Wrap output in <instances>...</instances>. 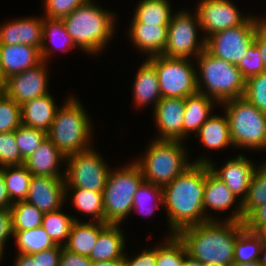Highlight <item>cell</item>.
Wrapping results in <instances>:
<instances>
[{"instance_id":"6da1fadb","label":"cell","mask_w":266,"mask_h":266,"mask_svg":"<svg viewBox=\"0 0 266 266\" xmlns=\"http://www.w3.org/2000/svg\"><path fill=\"white\" fill-rule=\"evenodd\" d=\"M205 163H193L169 184L163 186V206L167 211L169 231L208 222L204 215Z\"/></svg>"},{"instance_id":"7a4b0ae2","label":"cell","mask_w":266,"mask_h":266,"mask_svg":"<svg viewBox=\"0 0 266 266\" xmlns=\"http://www.w3.org/2000/svg\"><path fill=\"white\" fill-rule=\"evenodd\" d=\"M220 220L189 226L177 233L187 253L204 265L230 266L234 262L235 241L246 227L243 222Z\"/></svg>"},{"instance_id":"3957f363","label":"cell","mask_w":266,"mask_h":266,"mask_svg":"<svg viewBox=\"0 0 266 266\" xmlns=\"http://www.w3.org/2000/svg\"><path fill=\"white\" fill-rule=\"evenodd\" d=\"M115 15L89 0L62 19L77 47L88 54H99L115 33ZM107 44V45H106Z\"/></svg>"},{"instance_id":"277c9868","label":"cell","mask_w":266,"mask_h":266,"mask_svg":"<svg viewBox=\"0 0 266 266\" xmlns=\"http://www.w3.org/2000/svg\"><path fill=\"white\" fill-rule=\"evenodd\" d=\"M198 93L221 104L227 100L244 97L246 80L237 65L212 56L206 50L195 60Z\"/></svg>"},{"instance_id":"5b68a950","label":"cell","mask_w":266,"mask_h":266,"mask_svg":"<svg viewBox=\"0 0 266 266\" xmlns=\"http://www.w3.org/2000/svg\"><path fill=\"white\" fill-rule=\"evenodd\" d=\"M87 110L71 96L57 109L47 137L65 157L89 149L92 145V125Z\"/></svg>"},{"instance_id":"8992f818","label":"cell","mask_w":266,"mask_h":266,"mask_svg":"<svg viewBox=\"0 0 266 266\" xmlns=\"http://www.w3.org/2000/svg\"><path fill=\"white\" fill-rule=\"evenodd\" d=\"M184 142L152 139L145 155L135 163L141 168L144 181L165 186L182 174L193 163L188 161Z\"/></svg>"},{"instance_id":"52a82bcc","label":"cell","mask_w":266,"mask_h":266,"mask_svg":"<svg viewBox=\"0 0 266 266\" xmlns=\"http://www.w3.org/2000/svg\"><path fill=\"white\" fill-rule=\"evenodd\" d=\"M219 106L224 107L234 148L266 150V113L244 97L227 100Z\"/></svg>"},{"instance_id":"ba28073f","label":"cell","mask_w":266,"mask_h":266,"mask_svg":"<svg viewBox=\"0 0 266 266\" xmlns=\"http://www.w3.org/2000/svg\"><path fill=\"white\" fill-rule=\"evenodd\" d=\"M144 181L141 168L133 161L110 170L103 190L104 223L120 224L132 212L133 199Z\"/></svg>"},{"instance_id":"9c48e42d","label":"cell","mask_w":266,"mask_h":266,"mask_svg":"<svg viewBox=\"0 0 266 266\" xmlns=\"http://www.w3.org/2000/svg\"><path fill=\"white\" fill-rule=\"evenodd\" d=\"M147 60L156 69L162 98H186L198 93L197 67L191 59L155 55Z\"/></svg>"},{"instance_id":"30bf717a","label":"cell","mask_w":266,"mask_h":266,"mask_svg":"<svg viewBox=\"0 0 266 266\" xmlns=\"http://www.w3.org/2000/svg\"><path fill=\"white\" fill-rule=\"evenodd\" d=\"M93 147L66 157L65 188L103 192L110 171L106 161Z\"/></svg>"},{"instance_id":"8fae6325","label":"cell","mask_w":266,"mask_h":266,"mask_svg":"<svg viewBox=\"0 0 266 266\" xmlns=\"http://www.w3.org/2000/svg\"><path fill=\"white\" fill-rule=\"evenodd\" d=\"M258 17L250 16L242 25L231 27L208 36L205 50L212 56L238 65L254 43Z\"/></svg>"},{"instance_id":"7c38bea8","label":"cell","mask_w":266,"mask_h":266,"mask_svg":"<svg viewBox=\"0 0 266 266\" xmlns=\"http://www.w3.org/2000/svg\"><path fill=\"white\" fill-rule=\"evenodd\" d=\"M201 30L197 13L178 11L172 14L168 25V35L165 50L162 55L170 58H187L197 56L205 50V38L197 36L198 30ZM199 38V40H198Z\"/></svg>"},{"instance_id":"4fadbf2b","label":"cell","mask_w":266,"mask_h":266,"mask_svg":"<svg viewBox=\"0 0 266 266\" xmlns=\"http://www.w3.org/2000/svg\"><path fill=\"white\" fill-rule=\"evenodd\" d=\"M195 12L205 39L215 32L242 25L251 16L242 15L230 0H200Z\"/></svg>"},{"instance_id":"5bb4252c","label":"cell","mask_w":266,"mask_h":266,"mask_svg":"<svg viewBox=\"0 0 266 266\" xmlns=\"http://www.w3.org/2000/svg\"><path fill=\"white\" fill-rule=\"evenodd\" d=\"M210 160L209 158L201 157L192 163L208 164L210 171L224 182L237 198L240 197L238 200L242 202L247 196L256 165L241 153H238L235 158L228 160L221 168L219 166L215 167L214 162Z\"/></svg>"},{"instance_id":"9a60e30c","label":"cell","mask_w":266,"mask_h":266,"mask_svg":"<svg viewBox=\"0 0 266 266\" xmlns=\"http://www.w3.org/2000/svg\"><path fill=\"white\" fill-rule=\"evenodd\" d=\"M47 63L29 68L21 73L12 75L5 80L4 91L7 96L18 104L49 94Z\"/></svg>"},{"instance_id":"2e32d148","label":"cell","mask_w":266,"mask_h":266,"mask_svg":"<svg viewBox=\"0 0 266 266\" xmlns=\"http://www.w3.org/2000/svg\"><path fill=\"white\" fill-rule=\"evenodd\" d=\"M238 199L230 189L222 182L219 178H217L211 171L208 164H205V187H204V215L208 221H218L219 218L212 217L208 213V209L216 211H224L233 206L232 214L229 215L223 221H234V222H243V212H242V202H236ZM234 203L238 204L234 207ZM206 213V214H205Z\"/></svg>"},{"instance_id":"e0dca14e","label":"cell","mask_w":266,"mask_h":266,"mask_svg":"<svg viewBox=\"0 0 266 266\" xmlns=\"http://www.w3.org/2000/svg\"><path fill=\"white\" fill-rule=\"evenodd\" d=\"M25 201L43 213L62 209V205L66 202L64 178L32 176Z\"/></svg>"},{"instance_id":"ac0fdd59","label":"cell","mask_w":266,"mask_h":266,"mask_svg":"<svg viewBox=\"0 0 266 266\" xmlns=\"http://www.w3.org/2000/svg\"><path fill=\"white\" fill-rule=\"evenodd\" d=\"M184 111L185 98H161L153 111L159 132L156 138L183 141Z\"/></svg>"},{"instance_id":"d6986e66","label":"cell","mask_w":266,"mask_h":266,"mask_svg":"<svg viewBox=\"0 0 266 266\" xmlns=\"http://www.w3.org/2000/svg\"><path fill=\"white\" fill-rule=\"evenodd\" d=\"M42 43V16L13 19L0 25V44H26L41 49Z\"/></svg>"},{"instance_id":"ffe728a7","label":"cell","mask_w":266,"mask_h":266,"mask_svg":"<svg viewBox=\"0 0 266 266\" xmlns=\"http://www.w3.org/2000/svg\"><path fill=\"white\" fill-rule=\"evenodd\" d=\"M42 62L39 48L26 44H0V72L8 77L35 67Z\"/></svg>"},{"instance_id":"44dd1931","label":"cell","mask_w":266,"mask_h":266,"mask_svg":"<svg viewBox=\"0 0 266 266\" xmlns=\"http://www.w3.org/2000/svg\"><path fill=\"white\" fill-rule=\"evenodd\" d=\"M62 161L66 162L65 155L47 137L25 160L24 165L33 176L64 178L65 172L61 173L59 169Z\"/></svg>"},{"instance_id":"7402d4cb","label":"cell","mask_w":266,"mask_h":266,"mask_svg":"<svg viewBox=\"0 0 266 266\" xmlns=\"http://www.w3.org/2000/svg\"><path fill=\"white\" fill-rule=\"evenodd\" d=\"M129 27L130 41L134 46L147 54V58L162 55L167 43L168 26L156 24L131 23Z\"/></svg>"},{"instance_id":"603a6c76","label":"cell","mask_w":266,"mask_h":266,"mask_svg":"<svg viewBox=\"0 0 266 266\" xmlns=\"http://www.w3.org/2000/svg\"><path fill=\"white\" fill-rule=\"evenodd\" d=\"M49 93L21 104L22 125L48 132L59 108Z\"/></svg>"},{"instance_id":"cb8c5ba5","label":"cell","mask_w":266,"mask_h":266,"mask_svg":"<svg viewBox=\"0 0 266 266\" xmlns=\"http://www.w3.org/2000/svg\"><path fill=\"white\" fill-rule=\"evenodd\" d=\"M120 224L108 223L99 233L90 253L91 261L124 259L126 240Z\"/></svg>"},{"instance_id":"d4e9b609","label":"cell","mask_w":266,"mask_h":266,"mask_svg":"<svg viewBox=\"0 0 266 266\" xmlns=\"http://www.w3.org/2000/svg\"><path fill=\"white\" fill-rule=\"evenodd\" d=\"M133 97L136 107H146L153 102L154 109L162 98L156 69L147 59L141 64L135 75Z\"/></svg>"},{"instance_id":"484cf974","label":"cell","mask_w":266,"mask_h":266,"mask_svg":"<svg viewBox=\"0 0 266 266\" xmlns=\"http://www.w3.org/2000/svg\"><path fill=\"white\" fill-rule=\"evenodd\" d=\"M215 105L219 104L201 93L185 98L183 141L185 138H188L187 136L191 133H197L199 131L206 120L212 115L211 111L214 109Z\"/></svg>"},{"instance_id":"4316f807","label":"cell","mask_w":266,"mask_h":266,"mask_svg":"<svg viewBox=\"0 0 266 266\" xmlns=\"http://www.w3.org/2000/svg\"><path fill=\"white\" fill-rule=\"evenodd\" d=\"M107 224L96 221L93 223L91 220L89 222L74 221L68 240L63 247L73 253L89 257L100 231Z\"/></svg>"},{"instance_id":"83f0119b","label":"cell","mask_w":266,"mask_h":266,"mask_svg":"<svg viewBox=\"0 0 266 266\" xmlns=\"http://www.w3.org/2000/svg\"><path fill=\"white\" fill-rule=\"evenodd\" d=\"M47 43H51L52 47L48 46ZM74 47L77 46L68 34L62 19H52L43 16V43L40 49L42 61L47 63L51 55L54 54L52 52L56 51V49L67 52V50Z\"/></svg>"},{"instance_id":"f1b7e54d","label":"cell","mask_w":266,"mask_h":266,"mask_svg":"<svg viewBox=\"0 0 266 266\" xmlns=\"http://www.w3.org/2000/svg\"><path fill=\"white\" fill-rule=\"evenodd\" d=\"M207 149L219 150L232 146L228 119L225 115L212 114L204 125L195 133Z\"/></svg>"},{"instance_id":"f546056e","label":"cell","mask_w":266,"mask_h":266,"mask_svg":"<svg viewBox=\"0 0 266 266\" xmlns=\"http://www.w3.org/2000/svg\"><path fill=\"white\" fill-rule=\"evenodd\" d=\"M132 23L168 26L172 16L169 0H140L134 11Z\"/></svg>"},{"instance_id":"4dcf8cb0","label":"cell","mask_w":266,"mask_h":266,"mask_svg":"<svg viewBox=\"0 0 266 266\" xmlns=\"http://www.w3.org/2000/svg\"><path fill=\"white\" fill-rule=\"evenodd\" d=\"M72 191V196L70 192ZM72 197V204L77 211L91 216L96 222H104L103 192H95L80 188H65V200Z\"/></svg>"},{"instance_id":"1f68e13d","label":"cell","mask_w":266,"mask_h":266,"mask_svg":"<svg viewBox=\"0 0 266 266\" xmlns=\"http://www.w3.org/2000/svg\"><path fill=\"white\" fill-rule=\"evenodd\" d=\"M1 173L7 188L10 201H24L27 198L32 174L26 166L13 165L1 167Z\"/></svg>"},{"instance_id":"d6a6232c","label":"cell","mask_w":266,"mask_h":266,"mask_svg":"<svg viewBox=\"0 0 266 266\" xmlns=\"http://www.w3.org/2000/svg\"><path fill=\"white\" fill-rule=\"evenodd\" d=\"M14 239L18 248L16 254H34L56 246L42 226L31 230L14 231Z\"/></svg>"},{"instance_id":"836d02e7","label":"cell","mask_w":266,"mask_h":266,"mask_svg":"<svg viewBox=\"0 0 266 266\" xmlns=\"http://www.w3.org/2000/svg\"><path fill=\"white\" fill-rule=\"evenodd\" d=\"M74 221H79V219L62 213L61 209H59L54 212L44 213L42 227L56 245L64 246Z\"/></svg>"},{"instance_id":"e575fe53","label":"cell","mask_w":266,"mask_h":266,"mask_svg":"<svg viewBox=\"0 0 266 266\" xmlns=\"http://www.w3.org/2000/svg\"><path fill=\"white\" fill-rule=\"evenodd\" d=\"M266 203V162L256 167L246 198L242 201L243 223L259 206Z\"/></svg>"},{"instance_id":"d590c367","label":"cell","mask_w":266,"mask_h":266,"mask_svg":"<svg viewBox=\"0 0 266 266\" xmlns=\"http://www.w3.org/2000/svg\"><path fill=\"white\" fill-rule=\"evenodd\" d=\"M154 199L156 203L153 205L150 202L154 201ZM148 204L149 207H147ZM160 205L163 207V187L143 181L134 195L132 212L138 211L140 215L151 216Z\"/></svg>"},{"instance_id":"8d00e7d4","label":"cell","mask_w":266,"mask_h":266,"mask_svg":"<svg viewBox=\"0 0 266 266\" xmlns=\"http://www.w3.org/2000/svg\"><path fill=\"white\" fill-rule=\"evenodd\" d=\"M10 210L12 213L13 231L31 230L42 226L44 213L25 200L14 202Z\"/></svg>"},{"instance_id":"74e56055","label":"cell","mask_w":266,"mask_h":266,"mask_svg":"<svg viewBox=\"0 0 266 266\" xmlns=\"http://www.w3.org/2000/svg\"><path fill=\"white\" fill-rule=\"evenodd\" d=\"M169 236L157 247L156 266H182L184 257L188 254L185 244L177 234Z\"/></svg>"},{"instance_id":"f35d334b","label":"cell","mask_w":266,"mask_h":266,"mask_svg":"<svg viewBox=\"0 0 266 266\" xmlns=\"http://www.w3.org/2000/svg\"><path fill=\"white\" fill-rule=\"evenodd\" d=\"M261 245L260 239L245 228L235 241L234 261L240 263L258 261Z\"/></svg>"},{"instance_id":"ab89813d","label":"cell","mask_w":266,"mask_h":266,"mask_svg":"<svg viewBox=\"0 0 266 266\" xmlns=\"http://www.w3.org/2000/svg\"><path fill=\"white\" fill-rule=\"evenodd\" d=\"M15 138L21 156L26 160L46 140L47 132L21 124L15 130Z\"/></svg>"},{"instance_id":"60d3db41","label":"cell","mask_w":266,"mask_h":266,"mask_svg":"<svg viewBox=\"0 0 266 266\" xmlns=\"http://www.w3.org/2000/svg\"><path fill=\"white\" fill-rule=\"evenodd\" d=\"M21 124V105L4 93L0 97V133L15 131Z\"/></svg>"},{"instance_id":"b9f144b4","label":"cell","mask_w":266,"mask_h":266,"mask_svg":"<svg viewBox=\"0 0 266 266\" xmlns=\"http://www.w3.org/2000/svg\"><path fill=\"white\" fill-rule=\"evenodd\" d=\"M244 98L266 113V71L246 80Z\"/></svg>"},{"instance_id":"7bdbcfd3","label":"cell","mask_w":266,"mask_h":266,"mask_svg":"<svg viewBox=\"0 0 266 266\" xmlns=\"http://www.w3.org/2000/svg\"><path fill=\"white\" fill-rule=\"evenodd\" d=\"M24 163L25 159L21 156L16 143L15 131L0 133V167Z\"/></svg>"},{"instance_id":"ee69618b","label":"cell","mask_w":266,"mask_h":266,"mask_svg":"<svg viewBox=\"0 0 266 266\" xmlns=\"http://www.w3.org/2000/svg\"><path fill=\"white\" fill-rule=\"evenodd\" d=\"M89 0H44V16L63 19Z\"/></svg>"},{"instance_id":"f6af8a7d","label":"cell","mask_w":266,"mask_h":266,"mask_svg":"<svg viewBox=\"0 0 266 266\" xmlns=\"http://www.w3.org/2000/svg\"><path fill=\"white\" fill-rule=\"evenodd\" d=\"M237 68L245 80L266 71L261 54L254 43L249 47L245 58L241 60Z\"/></svg>"},{"instance_id":"bcb514c9","label":"cell","mask_w":266,"mask_h":266,"mask_svg":"<svg viewBox=\"0 0 266 266\" xmlns=\"http://www.w3.org/2000/svg\"><path fill=\"white\" fill-rule=\"evenodd\" d=\"M157 247L144 249L137 256L129 258L125 253L123 266H156Z\"/></svg>"},{"instance_id":"7dc6e473","label":"cell","mask_w":266,"mask_h":266,"mask_svg":"<svg viewBox=\"0 0 266 266\" xmlns=\"http://www.w3.org/2000/svg\"><path fill=\"white\" fill-rule=\"evenodd\" d=\"M63 246L56 245L52 248L40 251L31 256L37 260V266H58Z\"/></svg>"},{"instance_id":"c3c4849f","label":"cell","mask_w":266,"mask_h":266,"mask_svg":"<svg viewBox=\"0 0 266 266\" xmlns=\"http://www.w3.org/2000/svg\"><path fill=\"white\" fill-rule=\"evenodd\" d=\"M13 236L11 210L10 208H0V247H5L6 241Z\"/></svg>"},{"instance_id":"681fc988","label":"cell","mask_w":266,"mask_h":266,"mask_svg":"<svg viewBox=\"0 0 266 266\" xmlns=\"http://www.w3.org/2000/svg\"><path fill=\"white\" fill-rule=\"evenodd\" d=\"M90 262L89 257L73 253L63 247L58 266H89Z\"/></svg>"},{"instance_id":"f907efd6","label":"cell","mask_w":266,"mask_h":266,"mask_svg":"<svg viewBox=\"0 0 266 266\" xmlns=\"http://www.w3.org/2000/svg\"><path fill=\"white\" fill-rule=\"evenodd\" d=\"M264 223H266V203L257 207L244 221L245 227L252 232Z\"/></svg>"},{"instance_id":"816d5d0a","label":"cell","mask_w":266,"mask_h":266,"mask_svg":"<svg viewBox=\"0 0 266 266\" xmlns=\"http://www.w3.org/2000/svg\"><path fill=\"white\" fill-rule=\"evenodd\" d=\"M254 44L258 48L266 70V27L259 24L256 29Z\"/></svg>"},{"instance_id":"f5cc1de1","label":"cell","mask_w":266,"mask_h":266,"mask_svg":"<svg viewBox=\"0 0 266 266\" xmlns=\"http://www.w3.org/2000/svg\"><path fill=\"white\" fill-rule=\"evenodd\" d=\"M12 204L13 203L10 201L0 167V208H10Z\"/></svg>"},{"instance_id":"db71d44e","label":"cell","mask_w":266,"mask_h":266,"mask_svg":"<svg viewBox=\"0 0 266 266\" xmlns=\"http://www.w3.org/2000/svg\"><path fill=\"white\" fill-rule=\"evenodd\" d=\"M14 265L13 266H37V260L31 255L28 254H18L15 256Z\"/></svg>"},{"instance_id":"11a10c76","label":"cell","mask_w":266,"mask_h":266,"mask_svg":"<svg viewBox=\"0 0 266 266\" xmlns=\"http://www.w3.org/2000/svg\"><path fill=\"white\" fill-rule=\"evenodd\" d=\"M89 266H123V259H113L108 261H91Z\"/></svg>"},{"instance_id":"9f6ffc18","label":"cell","mask_w":266,"mask_h":266,"mask_svg":"<svg viewBox=\"0 0 266 266\" xmlns=\"http://www.w3.org/2000/svg\"><path fill=\"white\" fill-rule=\"evenodd\" d=\"M253 233L260 239L262 243H266V223L260 224Z\"/></svg>"},{"instance_id":"6f0895ef","label":"cell","mask_w":266,"mask_h":266,"mask_svg":"<svg viewBox=\"0 0 266 266\" xmlns=\"http://www.w3.org/2000/svg\"><path fill=\"white\" fill-rule=\"evenodd\" d=\"M182 266H206V265H204L200 260H197L192 256H190L189 254H187L184 257V262Z\"/></svg>"},{"instance_id":"680465c9","label":"cell","mask_w":266,"mask_h":266,"mask_svg":"<svg viewBox=\"0 0 266 266\" xmlns=\"http://www.w3.org/2000/svg\"><path fill=\"white\" fill-rule=\"evenodd\" d=\"M258 262L262 266H266V243H262L261 245Z\"/></svg>"},{"instance_id":"91938a15","label":"cell","mask_w":266,"mask_h":266,"mask_svg":"<svg viewBox=\"0 0 266 266\" xmlns=\"http://www.w3.org/2000/svg\"><path fill=\"white\" fill-rule=\"evenodd\" d=\"M230 266H262L258 261L250 262V263H240L233 262Z\"/></svg>"},{"instance_id":"94428289","label":"cell","mask_w":266,"mask_h":266,"mask_svg":"<svg viewBox=\"0 0 266 266\" xmlns=\"http://www.w3.org/2000/svg\"><path fill=\"white\" fill-rule=\"evenodd\" d=\"M258 19H259L260 24L266 27V18L259 17Z\"/></svg>"},{"instance_id":"6125c7cd","label":"cell","mask_w":266,"mask_h":266,"mask_svg":"<svg viewBox=\"0 0 266 266\" xmlns=\"http://www.w3.org/2000/svg\"><path fill=\"white\" fill-rule=\"evenodd\" d=\"M4 86H5V84H0V97L3 96L5 93Z\"/></svg>"},{"instance_id":"be15d7a7","label":"cell","mask_w":266,"mask_h":266,"mask_svg":"<svg viewBox=\"0 0 266 266\" xmlns=\"http://www.w3.org/2000/svg\"><path fill=\"white\" fill-rule=\"evenodd\" d=\"M4 249H5L4 247H0V261H1L2 257H3L2 255L4 253Z\"/></svg>"},{"instance_id":"e7e4bbea","label":"cell","mask_w":266,"mask_h":266,"mask_svg":"<svg viewBox=\"0 0 266 266\" xmlns=\"http://www.w3.org/2000/svg\"><path fill=\"white\" fill-rule=\"evenodd\" d=\"M0 84H5V79L2 77L1 72H0Z\"/></svg>"}]
</instances>
